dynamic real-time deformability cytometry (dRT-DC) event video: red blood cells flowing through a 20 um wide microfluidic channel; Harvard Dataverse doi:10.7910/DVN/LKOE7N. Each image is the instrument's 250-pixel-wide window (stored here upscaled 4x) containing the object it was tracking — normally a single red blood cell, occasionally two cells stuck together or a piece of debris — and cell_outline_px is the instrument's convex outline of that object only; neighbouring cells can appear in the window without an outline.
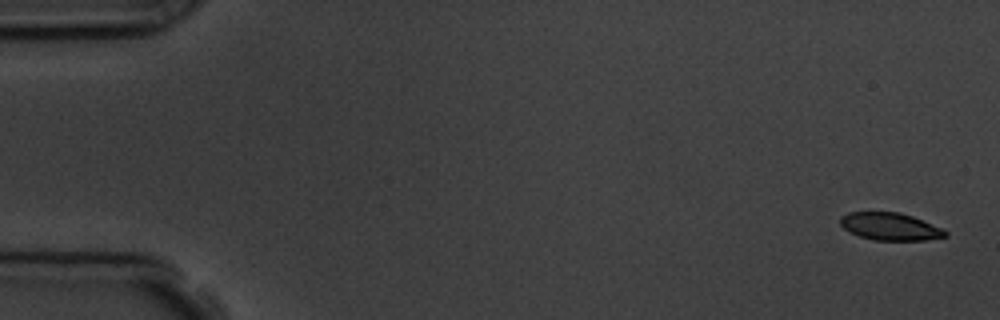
{"species": "common noctule bat (a hibernating species)", "species_latin": "Nyctalus noctula", "temperature_condition": "room temperature", "stored_images_in_passage": 4, "camera_frame_rate_fps": 3000, "um_per_image_px": 0.085, "animal": {"sex": "male", "body_mass_g": 19.5, "forearm_length_mm": 54.6}, "frame": {"image": 1, "passage_image": 1, "time_ms": 0.0, "image_size_px": [1000, 320], "cell_outline_px": [[948, 236], [924, 240], [872, 240], [860, 236], [844, 228], [840, 224], [840, 216], [848, 212], [900, 212], [912, 216], [944, 228], [948, 232]], "centroid_in_image_um": [75.69, 19.25], "position_along_channel_um": 9.3, "area_um2": 16.88}}
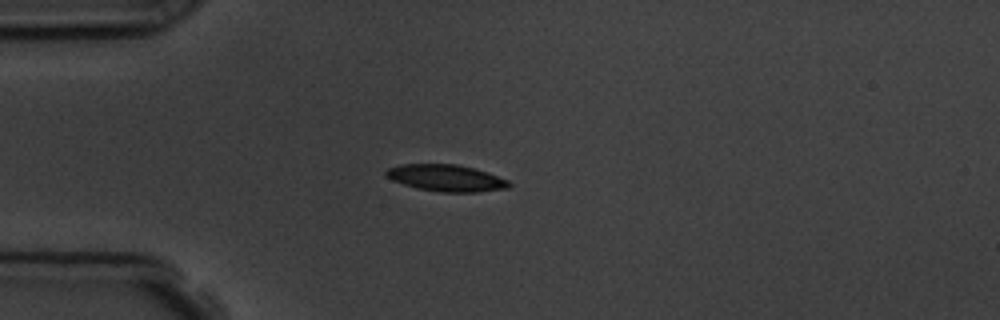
{"frame": {"image": 2, "passage_image": 4, "time_ms": 4.333, "image_size_px": [1000, 320], "cell_outline_px": [[512, 184], [508, 188], [476, 192], [440, 192], [416, 188], [392, 180], [384, 176], [384, 172], [388, 168], [400, 164], [456, 164], [488, 172], [508, 180]], "centroid_in_image_um": [37.9, 15.13], "position_along_channel_um": 47.1, "area_um2": 19.19}}